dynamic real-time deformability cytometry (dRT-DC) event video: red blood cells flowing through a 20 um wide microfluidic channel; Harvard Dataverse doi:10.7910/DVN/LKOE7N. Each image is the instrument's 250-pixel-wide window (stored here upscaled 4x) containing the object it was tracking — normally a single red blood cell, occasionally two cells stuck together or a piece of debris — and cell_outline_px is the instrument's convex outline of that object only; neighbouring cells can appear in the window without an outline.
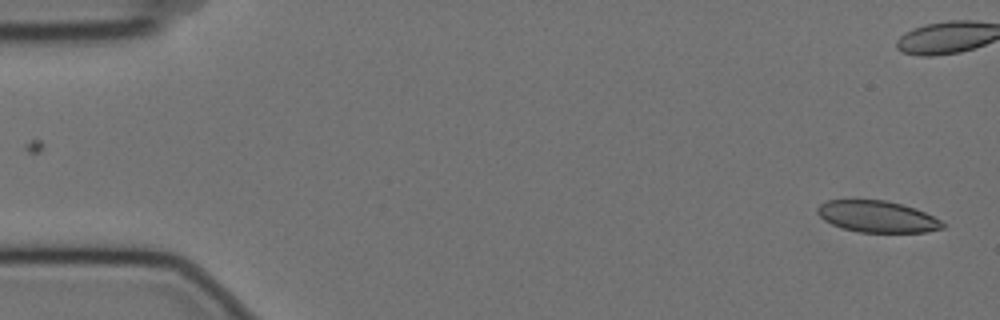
{"species": "Egyptian fruit bat (a non-hibernating species)", "species_latin": "Rousettus aegyptiacus", "temperature_condition": "cold", "stored_images_in_passage": 57, "camera_frame_rate_fps": 3000, "um_per_image_px": 0.085, "animal": {"sex": "female"}, "frame": {"image": 1, "passage_image": 1, "time_ms": 0.0, "image_size_px": [1000, 320], "cell_outline_px": [[948, 224], [944, 228], [924, 232], [860, 232], [844, 228], [832, 224], [824, 220], [816, 212], [816, 208], [820, 204], [828, 200], [884, 200], [900, 204], [924, 212]], "centroid_in_image_um": [74.56, 18.41], "position_along_channel_um": 10.4, "area_um2": 22.77}}
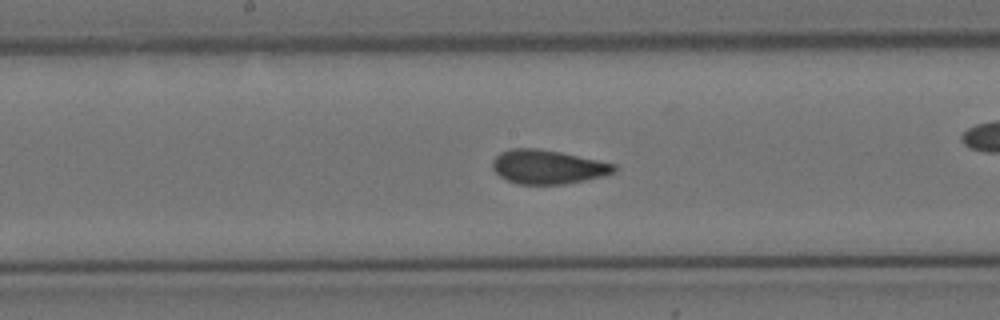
{"frame": {"image": 2, "passage_image": 28, "time_ms": 9.0, "image_size_px": [1000, 320], "cell_outline_px": [[616, 172], [604, 176], [564, 184], [520, 184], [508, 180], [500, 176], [492, 168], [492, 160], [500, 152], [512, 148], [540, 148], [560, 152], [616, 164]], "centroid_in_image_um": [46.56, 14.18], "position_along_channel_um": 201.6, "area_um2": 24.04}}
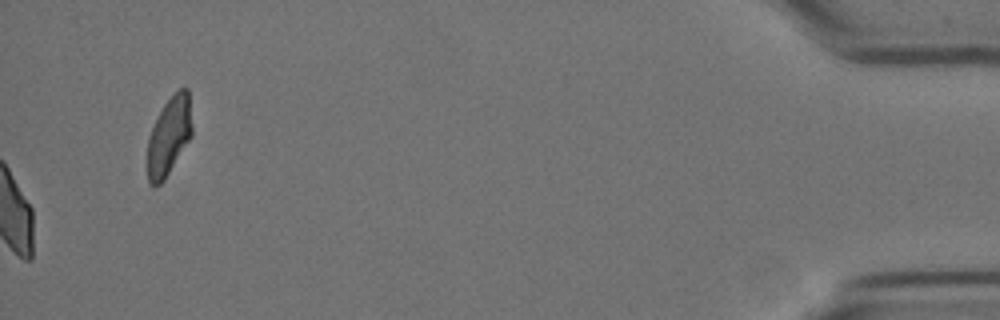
{"frame": {"image": 3, "passage_image": 57, "time_ms": 18.667, "image_size_px": [1000, 320], "cell_outline_px": [[192, 136], [164, 180], [160, 184], [152, 184], [148, 180], [148, 136], [164, 104], [180, 88], [188, 88], [192, 124]], "centroid_in_image_um": [14.39, 11.55], "position_along_channel_um": 420.8, "area_um2": 20.0}, "authors_computed_cell_mechanics": {"area_um2": 24.3338, "velocity_mm_per_s": 3.5006, "shape_relaxation_time_tau1_ms": 6.0022, "shape_relaxation_time_tau2_ms": 1.012, "deformation_change_tau1": 0.1506, "deformation_change_tau2": 0.069}}